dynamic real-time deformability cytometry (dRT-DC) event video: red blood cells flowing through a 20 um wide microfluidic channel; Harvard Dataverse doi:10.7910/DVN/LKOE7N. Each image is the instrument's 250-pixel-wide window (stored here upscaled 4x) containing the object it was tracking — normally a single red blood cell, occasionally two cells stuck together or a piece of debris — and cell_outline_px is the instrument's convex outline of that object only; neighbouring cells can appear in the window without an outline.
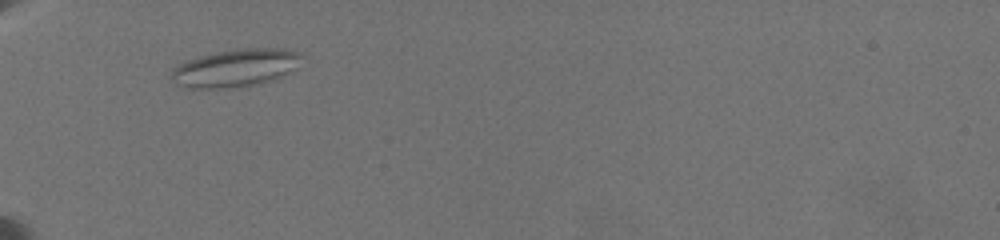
{"species": "common noctule bat (a hibernating species)", "species_latin": "Nyctalus noctula", "temperature_condition": "warm", "stored_images_in_passage": 39, "camera_frame_rate_fps": 3000, "um_per_image_px": 0.085, "animal": {"sex": "female", "body_mass_g": 19.5, "forearm_length_mm": 54.1}, "frame": {"image": 1, "passage_image": 1, "time_ms": 0.0, "image_size_px": [1000, 240], "cell_outline_px": [[308, 56], [300, 68], [272, 80], [260, 84], [228, 88], [192, 88], [176, 84], [172, 76], [172, 68], [188, 60], [200, 56], [216, 52], [244, 48], [284, 48], [300, 52]], "centroid_in_image_um": [20.18, 5.76], "position_along_channel_um": 64.8, "area_um2": 29.13}}
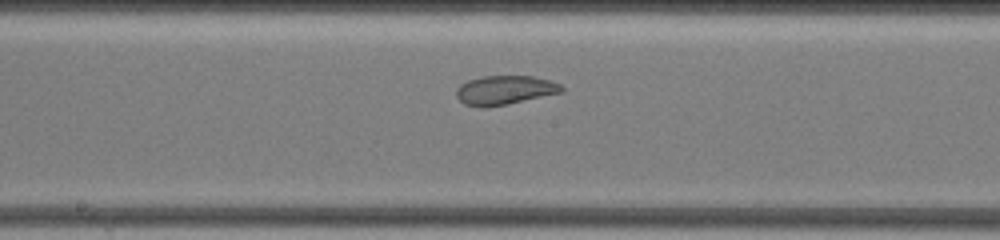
{"frame": {"image": 2, "passage_image": 23, "time_ms": 4.333, "image_size_px": [1000, 240], "cell_outline_px": [[564, 92], [508, 104], [484, 108], [480, 108], [464, 104], [456, 96], [456, 88], [460, 84], [468, 80], [484, 76], [532, 76], [548, 80], [560, 84], [564, 88]], "centroid_in_image_um": [42.89, 7.67], "position_along_channel_um": 205.3, "area_um2": 17.98}}
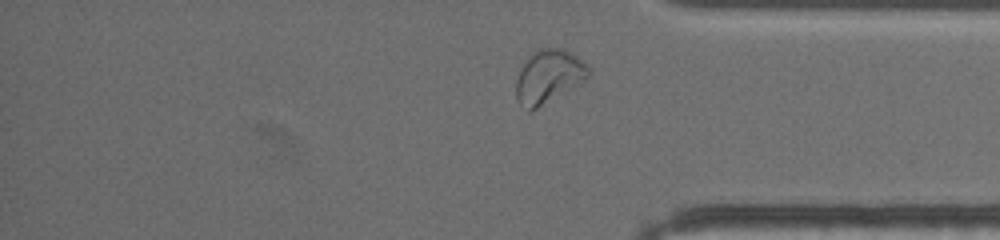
{"frame": {"image": 3, "passage_image": 35, "time_ms": 9.667, "image_size_px": [1000, 240], "cell_outline_px": [[588, 76], [536, 108], [528, 112], [520, 104], [516, 96], [516, 80], [524, 60], [536, 48], [560, 48], [576, 56], [588, 68]], "centroid_in_image_um": [46.53, 6.47], "position_along_channel_um": 388.7, "area_um2": 21.62}, "authors_computed_cell_mechanics": {"area_um2": 19.363, "velocity_mm_per_s": 3.5071, "shape_relaxation_time_tau1_ms": null, "shape_relaxation_time_tau2_ms": 2.8497, "deformation_change_tau1": null, "deformation_change_tau2": 0.0912}}